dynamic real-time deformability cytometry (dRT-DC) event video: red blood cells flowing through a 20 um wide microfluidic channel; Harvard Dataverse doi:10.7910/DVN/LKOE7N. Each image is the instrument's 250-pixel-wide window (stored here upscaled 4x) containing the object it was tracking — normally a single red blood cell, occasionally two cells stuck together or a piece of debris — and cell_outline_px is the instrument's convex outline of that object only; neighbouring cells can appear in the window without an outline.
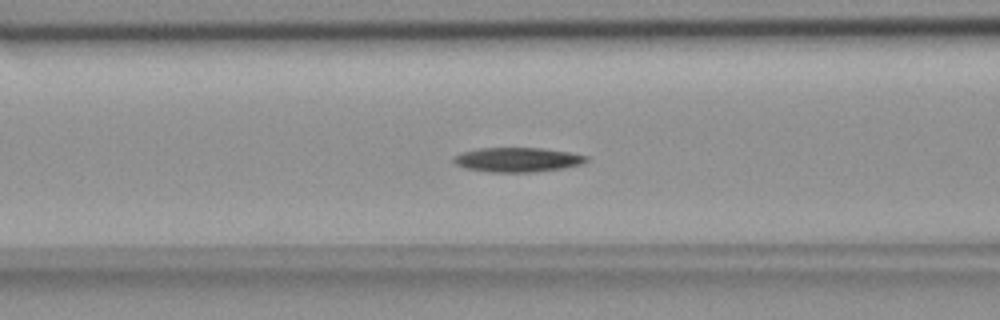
{"species": "common noctule bat (a hibernating species)", "species_latin": "Nyctalus noctula", "temperature_condition": "room temperature", "stored_images_in_passage": 51, "camera_frame_rate_fps": 3000, "um_per_image_px": 0.085, "animal": {"sex": "female", "body_mass_g": 18.4}, "frame": {"image": 1, "passage_image": 18, "time_ms": 5.667, "image_size_px": [1000, 320], "cell_outline_px": [[588, 160], [580, 164], [560, 168], [536, 172], [488, 172], [468, 168], [456, 164], [452, 160], [452, 156], [464, 152], [480, 148], [540, 148], [568, 152], [588, 156]], "centroid_in_image_um": [43.96, 13.57], "position_along_channel_um": 122.6, "area_um2": 18.67}}
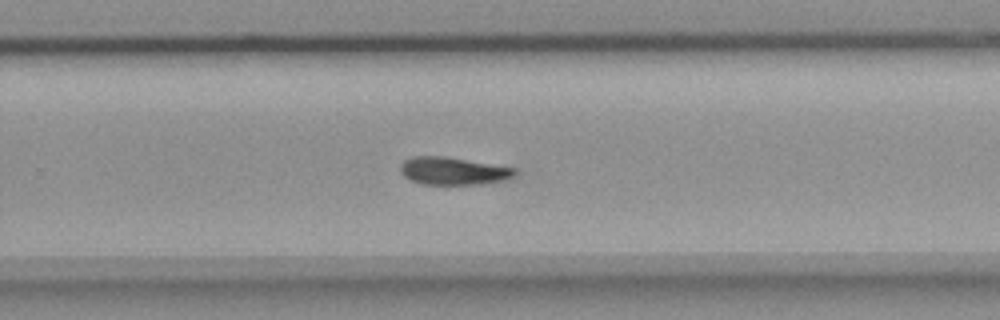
{"frame": {"image": 2, "passage_image": 32, "time_ms": 10.333, "image_size_px": [1000, 320], "cell_outline_px": [[516, 172], [512, 176], [504, 180], [484, 184], [420, 184], [404, 176], [400, 172], [400, 164], [404, 160], [412, 156], [444, 156], [516, 168]], "centroid_in_image_um": [38.48, 14.53], "position_along_channel_um": 291.3, "area_um2": 18.38}}
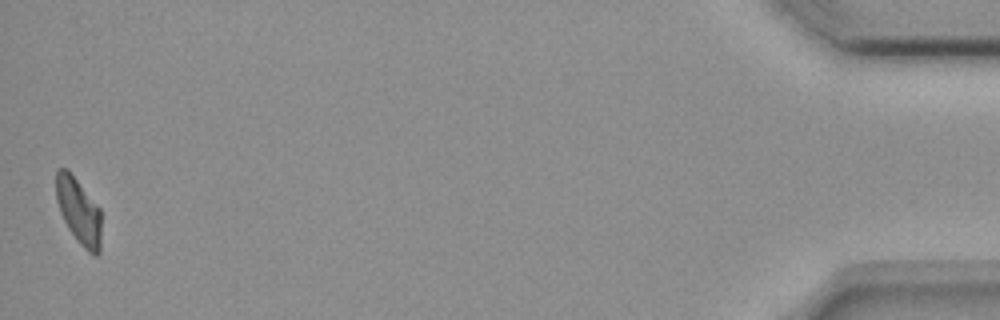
{"frame": {"image": 3, "passage_image": 51, "time_ms": 16.667, "image_size_px": [1000, 320], "cell_outline_px": [[100, 252], [96, 256], [88, 252], [80, 244], [68, 228], [60, 212], [56, 200], [56, 172], [60, 168], [68, 168], [100, 208]], "centroid_in_image_um": [6.68, 17.92], "position_along_channel_um": 428.5, "area_um2": 17.4}, "authors_computed_cell_mechanics": {"area_um2": 18.5538, "velocity_mm_per_s": 3.6274, "shape_relaxation_time_tau1_ms": 6.319, "shape_relaxation_time_tau2_ms": null, "deformation_change_tau1": 0.1645, "deformation_change_tau2": null}}